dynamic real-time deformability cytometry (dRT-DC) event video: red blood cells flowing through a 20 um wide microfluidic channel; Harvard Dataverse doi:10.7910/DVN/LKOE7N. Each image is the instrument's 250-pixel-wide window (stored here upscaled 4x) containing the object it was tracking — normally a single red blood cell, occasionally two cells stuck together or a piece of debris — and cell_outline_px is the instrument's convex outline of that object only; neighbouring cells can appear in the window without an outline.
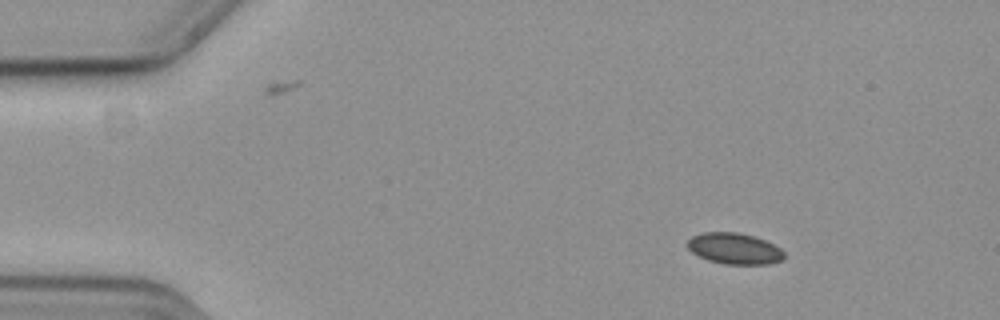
{"species": "common noctule bat (a hibernating species)", "species_latin": "Nyctalus noctula", "temperature_condition": "cold", "stored_images_in_passage": 50, "camera_frame_rate_fps": 3000, "um_per_image_px": 0.085, "animal": {"sex": "female", "body_mass_g": 19.3, "forearm_length_mm": 54.1}, "frame": {"image": 1, "passage_image": 1, "time_ms": 0.0, "image_size_px": [1000, 320], "cell_outline_px": [[784, 260], [768, 264], [724, 264], [708, 260], [692, 252], [684, 244], [692, 236], [704, 232], [740, 232], [764, 240], [780, 248], [784, 252]], "centroid_in_image_um": [62.41, 21.13], "position_along_channel_um": 22.6, "area_um2": 17.57}}
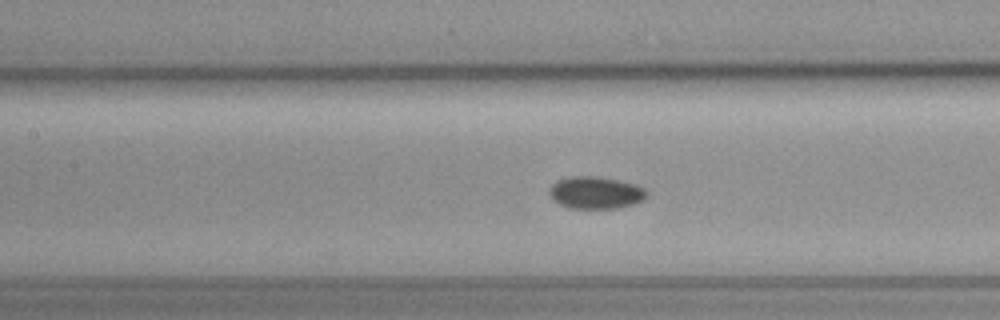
{"frame": {"image": 2, "passage_image": 19, "time_ms": 6.0, "image_size_px": [1000, 320], "cell_outline_px": [[648, 196], [644, 200], [632, 204], [616, 208], [568, 208], [552, 200], [548, 192], [548, 188], [552, 184], [560, 180], [572, 176], [596, 176], [636, 184], [644, 188], [648, 192]], "centroid_in_image_um": [50.63, 16.38], "position_along_channel_um": 156.8, "area_um2": 18.32}}
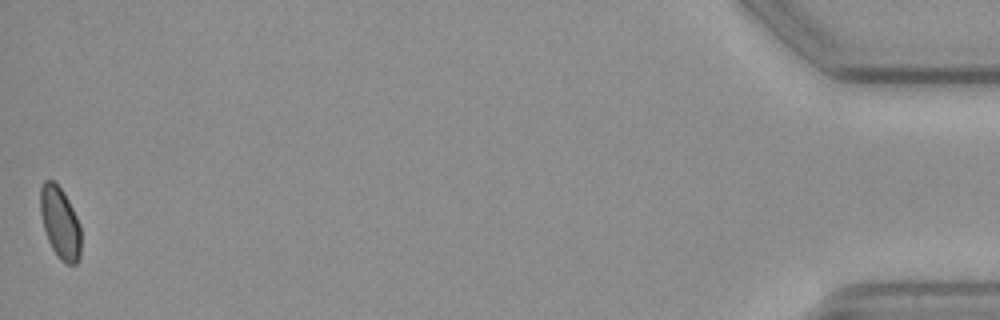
{"frame": {"image": 3, "passage_image": 50, "time_ms": 16.333, "image_size_px": [1000, 320], "cell_outline_px": [[80, 260], [76, 264], [64, 264], [60, 260], [52, 248], [48, 240], [44, 228], [40, 212], [40, 188], [44, 180], [52, 180], [64, 192], [80, 224]], "centroid_in_image_um": [5.11, 18.96], "position_along_channel_um": 430.1, "area_um2": 16.99}}